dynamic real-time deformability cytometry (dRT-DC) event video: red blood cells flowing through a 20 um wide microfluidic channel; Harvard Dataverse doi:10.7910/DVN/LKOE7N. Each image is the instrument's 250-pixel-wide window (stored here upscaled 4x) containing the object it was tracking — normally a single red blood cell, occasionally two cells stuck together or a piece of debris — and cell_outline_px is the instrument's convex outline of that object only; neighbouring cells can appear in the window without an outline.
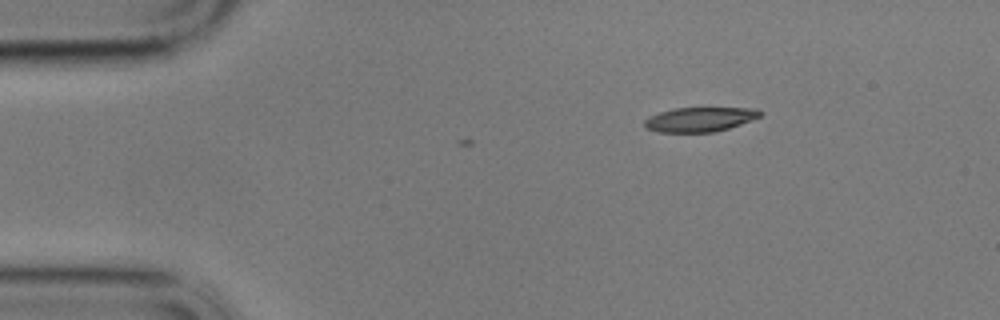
{"species": "common noctule bat (a hibernating species)", "species_latin": "Nyctalus noctula", "temperature_condition": "cold", "stored_images_in_passage": 4, "camera_frame_rate_fps": 3000, "um_per_image_px": 0.085, "animal": {"sex": "male", "body_mass_g": 17.9}, "frame": {"image": 1, "passage_image": 1, "time_ms": 0.0, "image_size_px": [1000, 320], "cell_outline_px": [[764, 112], [760, 116], [740, 124], [728, 128], [712, 132], [656, 132], [644, 128], [644, 120], [648, 116], [660, 112], [676, 108], [756, 108]], "centroid_in_image_um": [59.44, 10.15], "position_along_channel_um": 25.6, "area_um2": 16.47}}